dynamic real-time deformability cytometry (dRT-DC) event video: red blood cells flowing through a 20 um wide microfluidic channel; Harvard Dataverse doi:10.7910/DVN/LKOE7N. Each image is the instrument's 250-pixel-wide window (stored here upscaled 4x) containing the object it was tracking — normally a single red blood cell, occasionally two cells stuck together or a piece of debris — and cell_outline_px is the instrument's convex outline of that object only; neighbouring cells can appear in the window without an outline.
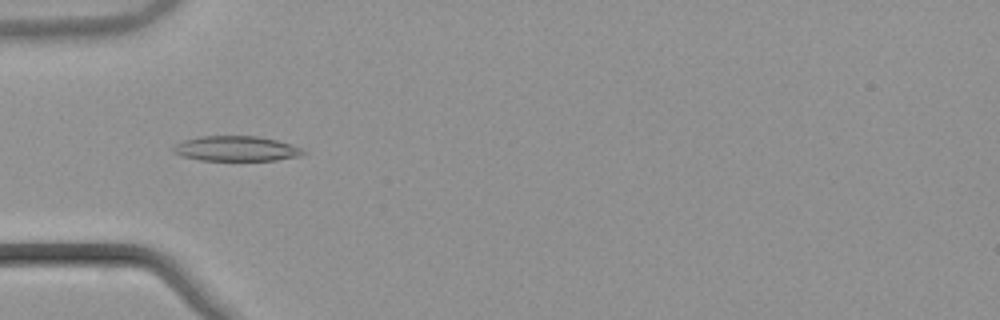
{"species": "common noctule bat (a hibernating species)", "species_latin": "Nyctalus noctula", "temperature_condition": "warm", "stored_images_in_passage": 55, "camera_frame_rate_fps": 3000, "um_per_image_px": 0.085, "animal": {"sex": "male", "body_mass_g": 21.5, "forearm_length_mm": 52.0}, "frame": {"image": 1, "passage_image": 19, "time_ms": 6.0, "image_size_px": [1000, 320], "cell_outline_px": [[296, 152], [288, 156], [272, 160], [204, 160], [188, 156], [180, 152], [188, 140], [208, 136], [252, 136], [272, 140], [288, 144]], "centroid_in_image_um": [20.07, 12.63], "position_along_channel_um": 64.9, "area_um2": 16.42}}
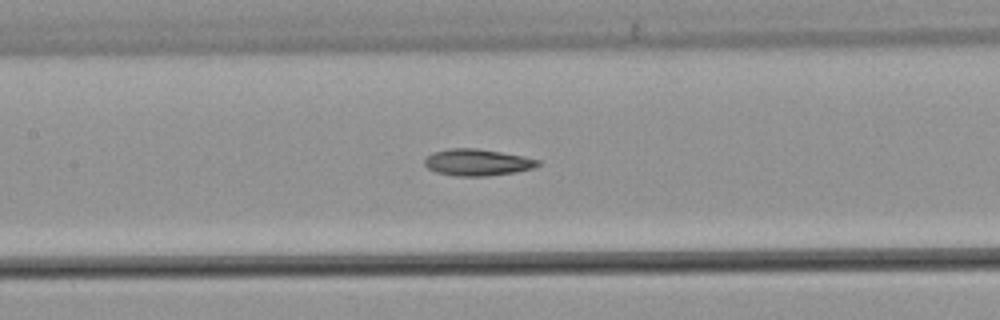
{"frame": {"image": 2, "passage_image": 27, "time_ms": 8.667, "image_size_px": [1000, 320], "cell_outline_px": [[540, 164], [528, 168], [512, 172], [480, 176], [468, 176], [440, 172], [428, 168], [424, 160], [428, 156], [436, 152], [456, 148], [468, 148], [496, 152], [520, 156], [536, 160]], "centroid_in_image_um": [40.52, 13.8], "position_along_channel_um": 166.9, "area_um2": 16.24}}
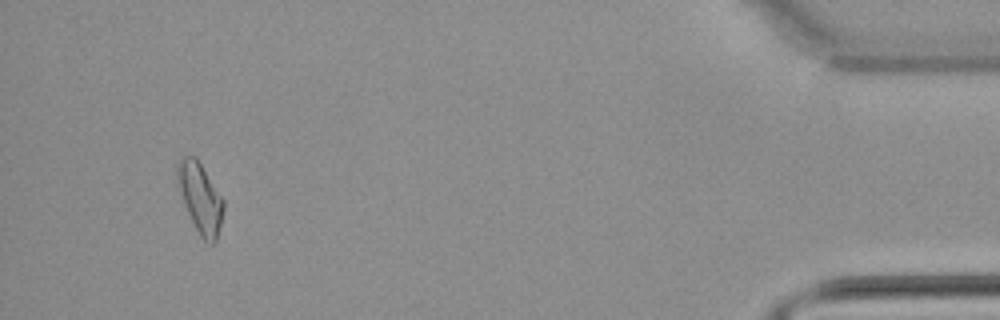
{"frame": {"image": 3, "passage_image": 52, "time_ms": 17.0, "image_size_px": [1000, 320], "cell_outline_px": [[224, 204], [220, 224], [216, 240], [212, 244], [204, 240], [184, 200], [180, 184], [180, 164], [188, 156], [192, 156], [200, 164], [224, 200]], "centroid_in_image_um": [17.12, 16.88], "position_along_channel_um": 418.1, "area_um2": 16.65}, "authors_computed_cell_mechanics": {"area_um2": 15.7216, "velocity_mm_per_s": 3.8814, "shape_relaxation_time_tau1_ms": null, "shape_relaxation_time_tau2_ms": 7.5552, "deformation_change_tau1": null, "deformation_change_tau2": 0.1664}}